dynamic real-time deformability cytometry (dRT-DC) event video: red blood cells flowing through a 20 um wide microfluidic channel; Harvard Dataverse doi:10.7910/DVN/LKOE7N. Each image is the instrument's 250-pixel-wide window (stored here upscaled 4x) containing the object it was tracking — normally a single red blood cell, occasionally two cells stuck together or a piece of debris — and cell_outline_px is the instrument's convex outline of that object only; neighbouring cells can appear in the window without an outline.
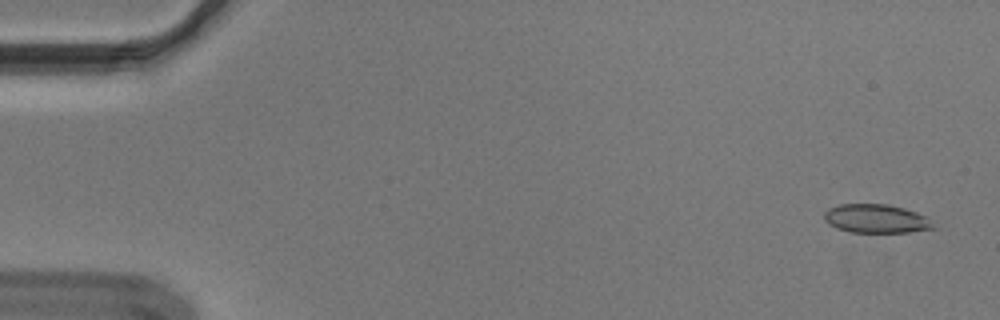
{"species": "Egyptian fruit bat (a non-hibernating species)", "species_latin": "Rousettus aegyptiacus", "temperature_condition": "cold", "stored_images_in_passage": 55, "camera_frame_rate_fps": 3000, "um_per_image_px": 0.085, "animal": {"sex": "male"}, "frame": {"image": 1, "passage_image": 3, "time_ms": 0.667, "image_size_px": [1000, 320], "cell_outline_px": [[936, 228], [908, 232], [852, 232], [836, 228], [828, 224], [824, 220], [824, 212], [828, 208], [840, 204], [888, 204], [904, 208], [916, 212], [924, 216]], "centroid_in_image_um": [74.41, 18.58], "position_along_channel_um": 10.6, "area_um2": 18.15}}
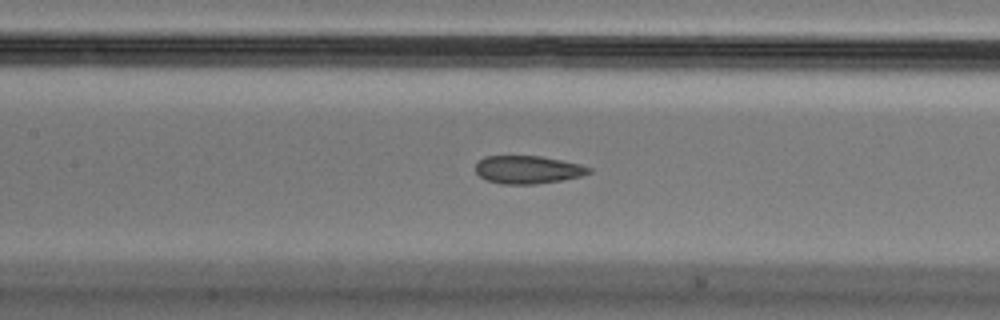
{"frame": {"image": 2, "passage_image": 26, "time_ms": 8.333, "image_size_px": [1000, 320], "cell_outline_px": [[592, 172], [580, 176], [560, 180], [536, 184], [500, 184], [488, 180], [480, 176], [476, 172], [476, 164], [484, 156], [540, 156], [580, 164], [592, 168]], "centroid_in_image_um": [44.86, 14.42], "position_along_channel_um": 162.5, "area_um2": 18.32}}
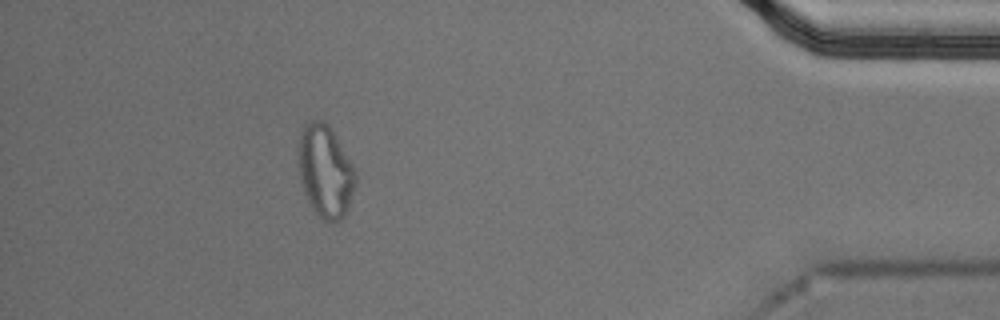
{"frame": {"image": 3, "passage_image": 50, "time_ms": 16.333, "image_size_px": [1000, 320], "cell_outline_px": [[356, 184], [344, 216], [340, 220], [328, 224], [316, 212], [308, 200], [304, 192], [300, 180], [296, 144], [300, 132], [304, 124], [308, 120], [320, 120], [328, 124], [352, 164], [356, 172]], "centroid_in_image_um": [27.61, 14.53], "position_along_channel_um": 407.6, "area_um2": 30.92}, "authors_computed_cell_mechanics": {"area_um2": 19.363, "velocity_mm_per_s": 3.6668, "shape_relaxation_time_tau1_ms": null, "shape_relaxation_time_tau2_ms": 2.0561, "deformation_change_tau1": null, "deformation_change_tau2": 0.0685}}